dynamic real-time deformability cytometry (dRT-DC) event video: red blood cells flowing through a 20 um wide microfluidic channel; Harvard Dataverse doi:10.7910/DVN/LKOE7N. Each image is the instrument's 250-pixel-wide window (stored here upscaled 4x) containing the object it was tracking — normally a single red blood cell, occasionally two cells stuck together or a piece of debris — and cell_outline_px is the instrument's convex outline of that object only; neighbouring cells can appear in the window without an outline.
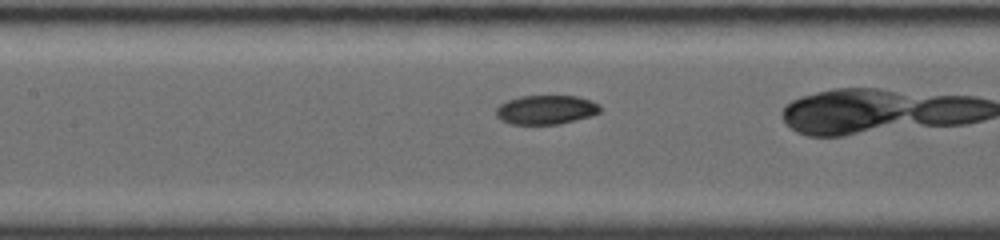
{"species": "common noctule bat (a hibernating species)", "species_latin": "Nyctalus noctula", "temperature_condition": "room temperature", "stored_images_in_passage": 69, "camera_frame_rate_fps": 4000, "um_per_image_px": 0.085, "animal": {"sex": "female", "body_mass_g": 19.0, "forearm_length_mm": 56.7}, "frame": {"image": 1, "passage_image": 16, "time_ms": 2.75, "image_size_px": [1000, 240], "cell_outline_px": [[600, 112], [592, 116], [560, 124], [512, 124], [500, 120], [496, 116], [496, 108], [500, 104], [508, 100], [520, 96], [576, 96], [592, 100], [600, 104]], "centroid_in_image_um": [46.43, 9.33], "position_along_channel_um": 161.0, "area_um2": 17.8}, "authors_computed_cell_mechanics": {"area_um2": 18.1492, "velocity_mm_per_s": 3.8081, "shape_relaxation_time_tau1_ms": 4.418, "shape_relaxation_time_tau2_ms": null, "deformation_change_tau1": 0.1324, "deformation_change_tau2": null}}